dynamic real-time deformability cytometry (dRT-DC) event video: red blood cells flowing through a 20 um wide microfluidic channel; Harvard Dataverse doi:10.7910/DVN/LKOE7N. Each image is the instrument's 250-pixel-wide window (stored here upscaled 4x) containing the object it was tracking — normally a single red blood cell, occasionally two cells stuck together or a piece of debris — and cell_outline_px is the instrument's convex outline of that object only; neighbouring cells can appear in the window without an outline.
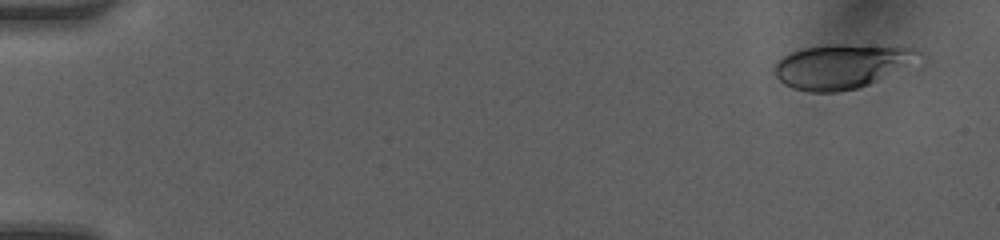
{"species": "human", "species_latin": "Homo sapiens", "temperature_condition": "room temperature", "stored_images_in_passage": 10, "camera_frame_rate_fps": 3000, "um_per_image_px": 0.085, "donor": {"sex": "female"}, "frame": {"image": 1, "passage_image": 1, "time_ms": 0.0, "image_size_px": [1000, 240], "cell_outline_px": [[924, 56], [868, 84], [856, 88], [836, 92], [808, 92], [792, 88], [784, 84], [772, 72], [776, 64], [784, 56], [792, 52], [804, 48], [836, 44], [912, 44], [924, 52]], "centroid_in_image_um": [71.62, 5.58], "position_along_channel_um": 13.4, "area_um2": 37.69}}
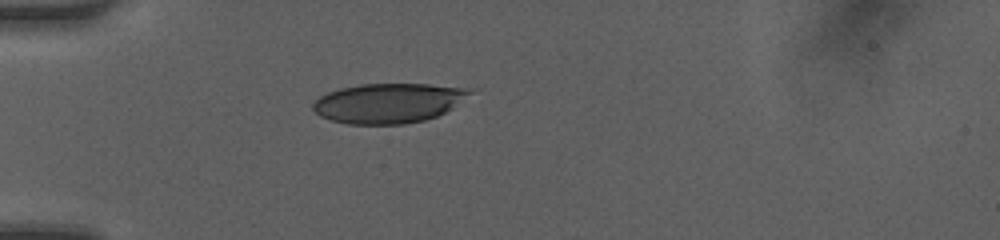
{"frame": {"image": 2, "passage_image": 7, "time_ms": 2.0, "image_size_px": [1000, 240], "cell_outline_px": [[472, 92], [452, 108], [436, 116], [424, 120], [404, 124], [348, 124], [332, 120], [320, 116], [312, 108], [312, 104], [320, 96], [328, 92], [340, 88], [360, 84], [428, 84], [464, 88]], "centroid_in_image_um": [32.96, 8.76], "position_along_channel_um": 52.0, "area_um2": 35.95}}
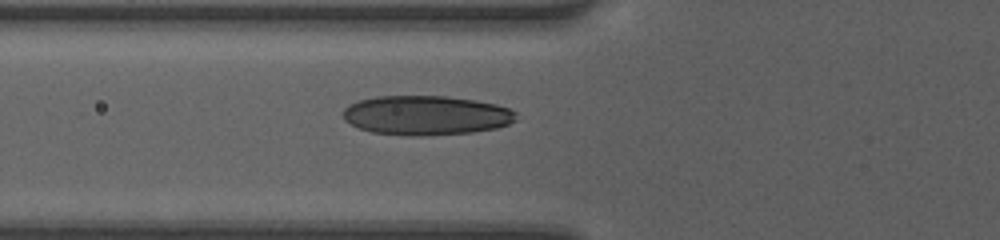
{"frame": {"image": 3, "passage_image": 10, "time_ms": 3.0, "image_size_px": [1000, 240], "cell_outline_px": [[516, 120], [508, 124], [496, 128], [472, 132], [420, 136], [412, 136], [372, 132], [360, 128], [344, 120], [340, 112], [348, 104], [360, 100], [376, 96], [444, 96], [476, 100], [496, 104], [508, 108], [516, 112]], "centroid_in_image_um": [36.19, 9.8], "position_along_channel_um": 89.6, "area_um2": 39.88}}